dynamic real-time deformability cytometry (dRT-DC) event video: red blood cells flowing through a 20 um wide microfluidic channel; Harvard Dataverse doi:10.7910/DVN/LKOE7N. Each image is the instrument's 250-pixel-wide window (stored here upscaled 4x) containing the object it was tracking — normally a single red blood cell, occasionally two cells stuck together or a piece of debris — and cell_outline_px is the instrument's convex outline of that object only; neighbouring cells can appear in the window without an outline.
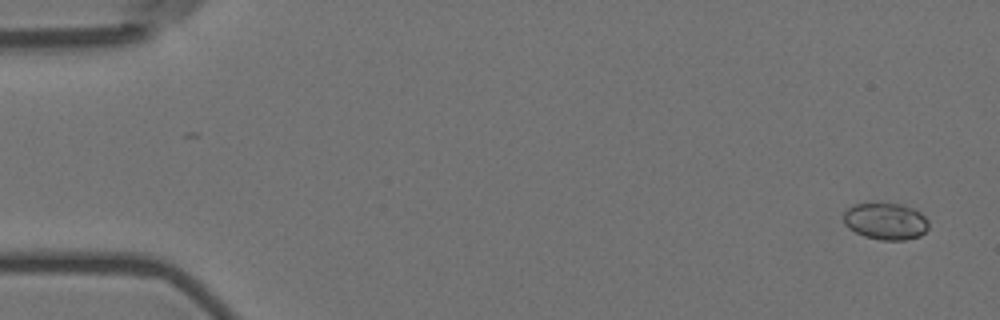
{"species": "Egyptian fruit bat (a non-hibernating species)", "species_latin": "Rousettus aegyptiacus", "temperature_condition": "room temperature", "stored_images_in_passage": 4, "camera_frame_rate_fps": 3000, "um_per_image_px": 0.085, "animal": {"sex": "female"}, "frame": {"image": 1, "passage_image": 1, "time_ms": 0.0, "image_size_px": [1000, 320], "cell_outline_px": [[928, 228], [920, 236], [904, 240], [880, 240], [864, 236], [848, 228], [844, 224], [844, 212], [848, 208], [856, 204], [872, 200], [876, 200], [904, 204], [920, 212], [928, 220]], "centroid_in_image_um": [75.26, 18.75], "position_along_channel_um": 9.7, "area_um2": 18.9}}
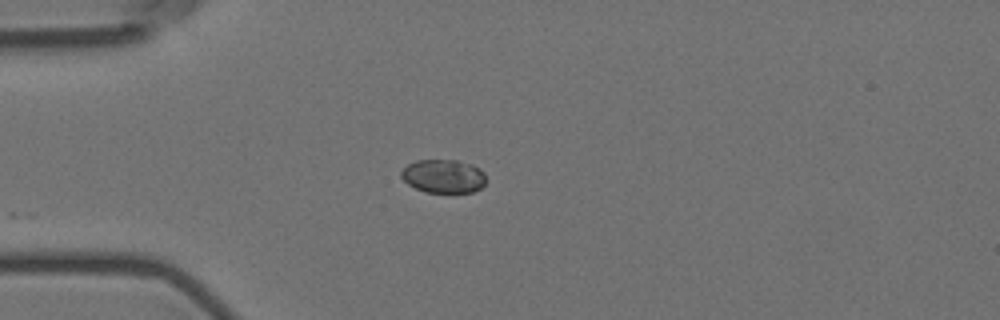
{"frame": {"image": 2, "passage_image": 4, "time_ms": 1.0, "image_size_px": [1000, 320], "cell_outline_px": [[488, 180], [480, 188], [472, 192], [424, 192], [408, 184], [400, 176], [400, 172], [408, 164], [416, 160], [456, 160], [472, 164], [480, 168], [484, 172]], "centroid_in_image_um": [37.72, 14.97], "position_along_channel_um": 47.3, "area_um2": 16.7}}